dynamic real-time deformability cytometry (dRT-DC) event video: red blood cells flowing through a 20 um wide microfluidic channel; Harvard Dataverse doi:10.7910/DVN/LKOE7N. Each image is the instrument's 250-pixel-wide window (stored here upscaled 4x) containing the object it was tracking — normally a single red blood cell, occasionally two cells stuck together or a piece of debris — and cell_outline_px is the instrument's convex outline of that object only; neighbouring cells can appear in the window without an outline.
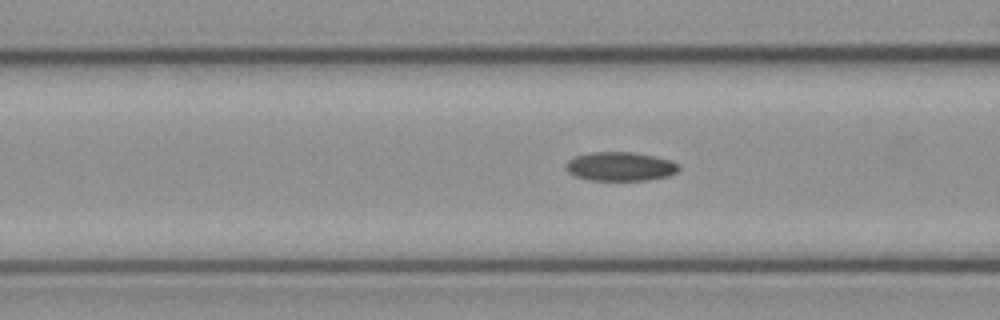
{"species": "common noctule bat (a hibernating species)", "species_latin": "Nyctalus noctula", "temperature_condition": "cold", "stored_images_in_passage": 14, "camera_frame_rate_fps": 3000, "um_per_image_px": 0.085, "animal": {"sex": "female", "body_mass_g": 21.9}, "frame": {"image": 1, "passage_image": 12, "time_ms": 3.667, "image_size_px": [1000, 320], "cell_outline_px": [[680, 168], [676, 172], [668, 176], [648, 180], [588, 180], [572, 176], [564, 168], [564, 164], [568, 160], [576, 156], [588, 152], [632, 152], [672, 160], [680, 164]], "centroid_in_image_um": [52.68, 14.15], "position_along_channel_um": 113.9, "area_um2": 19.31}}